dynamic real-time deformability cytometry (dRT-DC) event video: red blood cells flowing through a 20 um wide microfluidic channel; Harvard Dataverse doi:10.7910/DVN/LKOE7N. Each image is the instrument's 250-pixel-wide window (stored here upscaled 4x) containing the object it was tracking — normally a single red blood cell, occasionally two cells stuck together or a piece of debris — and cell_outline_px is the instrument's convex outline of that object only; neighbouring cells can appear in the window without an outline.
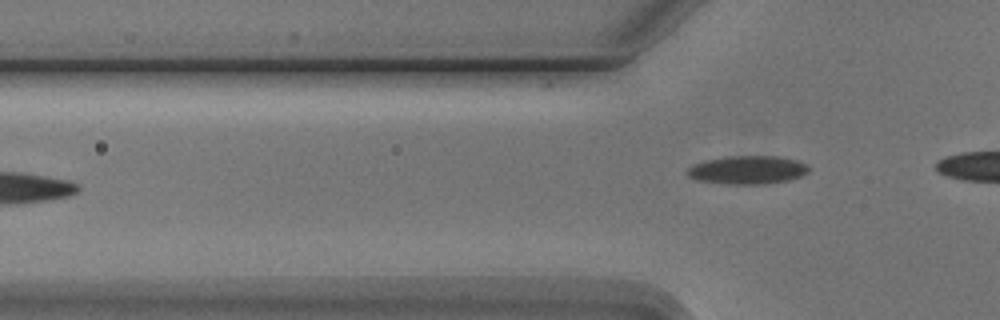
{"species": "Egyptian fruit bat (a non-hibernating species)", "species_latin": "Rousettus aegyptiacus", "temperature_condition": "cold", "stored_images_in_passage": 4, "camera_frame_rate_fps": 3000, "um_per_image_px": 0.085, "animal": {"sex": "male"}, "frame": {"image": 1, "passage_image": 4, "time_ms": 3.667, "image_size_px": [1000, 320], "cell_outline_px": [[808, 172], [800, 176], [788, 180], [764, 184], [728, 184], [700, 180], [688, 176], [684, 172], [692, 164], [704, 160], [724, 156], [780, 156], [796, 160], [804, 164], [808, 168]], "centroid_in_image_um": [63.49, 14.43], "position_along_channel_um": 62.3, "area_um2": 20.06}}